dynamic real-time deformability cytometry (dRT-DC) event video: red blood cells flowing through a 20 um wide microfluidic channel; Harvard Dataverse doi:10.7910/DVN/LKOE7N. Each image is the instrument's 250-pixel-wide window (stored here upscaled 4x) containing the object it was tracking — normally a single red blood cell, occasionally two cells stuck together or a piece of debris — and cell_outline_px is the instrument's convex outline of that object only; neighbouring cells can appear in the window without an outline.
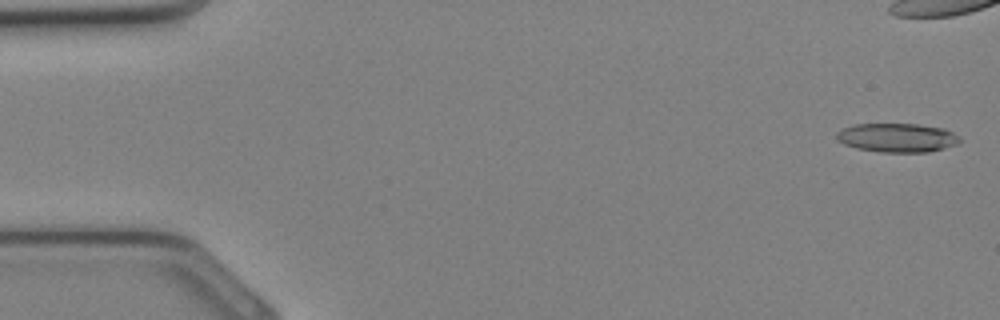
{"species": "Egyptian fruit bat (a non-hibernating species)", "species_latin": "Rousettus aegyptiacus", "temperature_condition": "cold", "stored_images_in_passage": 7, "camera_frame_rate_fps": 3000, "um_per_image_px": 0.085, "animal": {"sex": "female"}, "frame": {"image": 1, "passage_image": 1, "time_ms": 0.0, "image_size_px": [1000, 320], "cell_outline_px": [[960, 140], [956, 144], [944, 148], [928, 152], [880, 152], [856, 148], [844, 144], [836, 140], [836, 132], [852, 124], [920, 124], [944, 128], [960, 136]], "centroid_in_image_um": [76.24, 11.7], "position_along_channel_um": 8.8, "area_um2": 20.87}}